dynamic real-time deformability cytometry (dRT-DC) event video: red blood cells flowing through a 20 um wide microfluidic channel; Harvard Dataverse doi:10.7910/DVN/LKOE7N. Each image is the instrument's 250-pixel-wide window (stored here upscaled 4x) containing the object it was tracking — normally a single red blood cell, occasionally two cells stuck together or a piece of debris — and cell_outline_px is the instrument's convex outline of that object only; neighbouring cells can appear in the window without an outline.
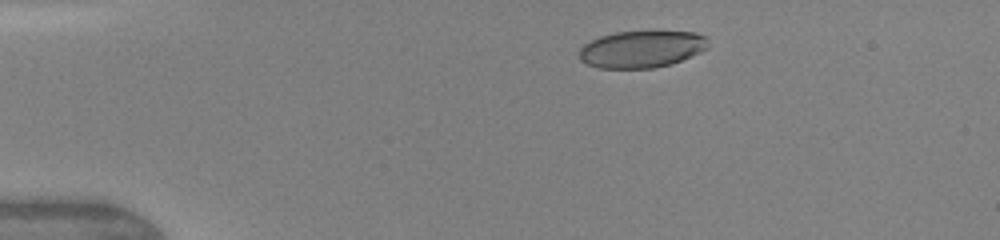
{"species": "human", "species_latin": "Homo sapiens", "temperature_condition": "warm", "stored_images_in_passage": 4, "camera_frame_rate_fps": 3000, "um_per_image_px": 0.085, "donor": {"sex": "female"}, "frame": {"image": 1, "passage_image": 2, "time_ms": 0.667, "image_size_px": [1000, 240], "cell_outline_px": [[708, 48], [700, 52], [672, 64], [652, 68], [600, 68], [588, 64], [580, 60], [580, 48], [584, 44], [600, 36], [616, 32], [652, 28], [696, 32], [708, 36]], "centroid_in_image_um": [54.61, 4.11], "position_along_channel_um": 30.4, "area_um2": 28.84}}